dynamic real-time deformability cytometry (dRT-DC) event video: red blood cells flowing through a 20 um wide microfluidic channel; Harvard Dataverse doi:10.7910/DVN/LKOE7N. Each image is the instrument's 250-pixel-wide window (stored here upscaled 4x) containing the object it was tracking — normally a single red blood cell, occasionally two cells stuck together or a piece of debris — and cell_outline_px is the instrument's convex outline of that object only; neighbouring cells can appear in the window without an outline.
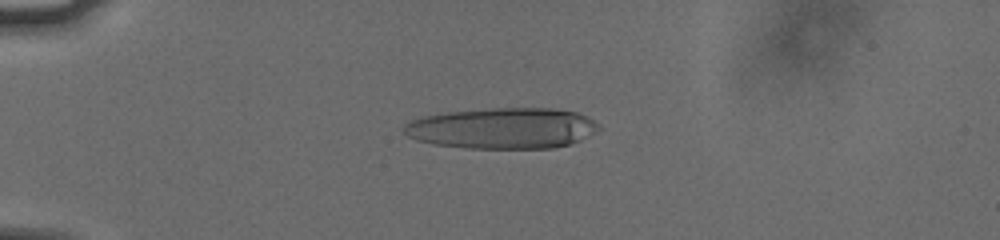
{"species": "human", "species_latin": "Homo sapiens", "temperature_condition": "cold", "stored_images_in_passage": 55, "camera_frame_rate_fps": 3000, "um_per_image_px": 0.085, "donor": {"sex": "male"}, "frame": {"image": 1, "passage_image": 15, "time_ms": 4.667, "image_size_px": [1000, 240], "cell_outline_px": [[600, 128], [580, 140], [568, 144], [552, 148], [468, 148], [436, 144], [416, 140], [408, 136], [404, 132], [404, 124], [412, 120], [424, 116], [448, 112], [492, 108], [552, 108], [576, 112], [588, 116]], "centroid_in_image_um": [42.7, 10.89], "position_along_channel_um": 42.3, "area_um2": 46.12}}
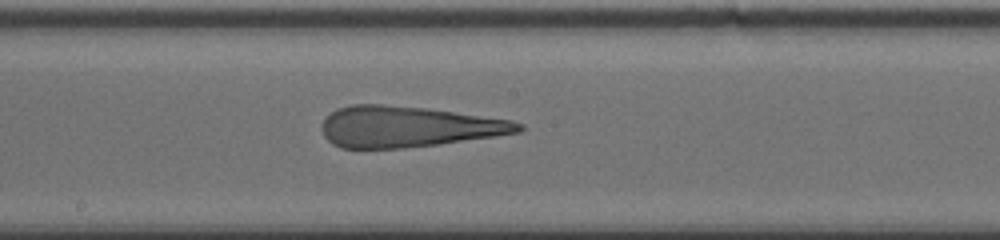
{"frame": {"image": 2, "passage_image": 32, "time_ms": 10.333, "image_size_px": [1000, 240], "cell_outline_px": [[524, 128], [520, 132], [496, 136], [436, 144], [404, 148], [340, 148], [332, 144], [324, 136], [324, 120], [336, 108], [352, 104], [380, 104], [424, 108], [512, 120], [524, 124]], "centroid_in_image_um": [34.69, 10.77], "position_along_channel_um": 213.5, "area_um2": 46.47}}
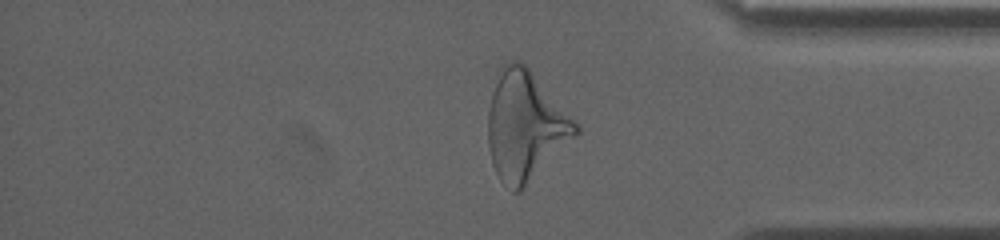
{"frame": {"image": 3, "passage_image": 47, "time_ms": 15.333, "image_size_px": [1000, 240], "cell_outline_px": [[580, 132], [520, 192], [512, 192], [500, 180], [492, 164], [488, 148], [488, 112], [492, 96], [496, 84], [504, 64], [512, 60], [516, 60], [524, 64], [528, 68], [580, 124]], "centroid_in_image_um": [44.67, 10.75], "position_along_channel_um": 390.5, "area_um2": 55.14}, "authors_computed_cell_mechanics": {"area_um2": 47.6272, "velocity_mm_per_s": 3.7874, "shape_relaxation_time_tau1_ms": 5.935, "shape_relaxation_time_tau2_ms": 2.273, "deformation_change_tau1": 0.2802, "deformation_change_tau2": 0.1753}}